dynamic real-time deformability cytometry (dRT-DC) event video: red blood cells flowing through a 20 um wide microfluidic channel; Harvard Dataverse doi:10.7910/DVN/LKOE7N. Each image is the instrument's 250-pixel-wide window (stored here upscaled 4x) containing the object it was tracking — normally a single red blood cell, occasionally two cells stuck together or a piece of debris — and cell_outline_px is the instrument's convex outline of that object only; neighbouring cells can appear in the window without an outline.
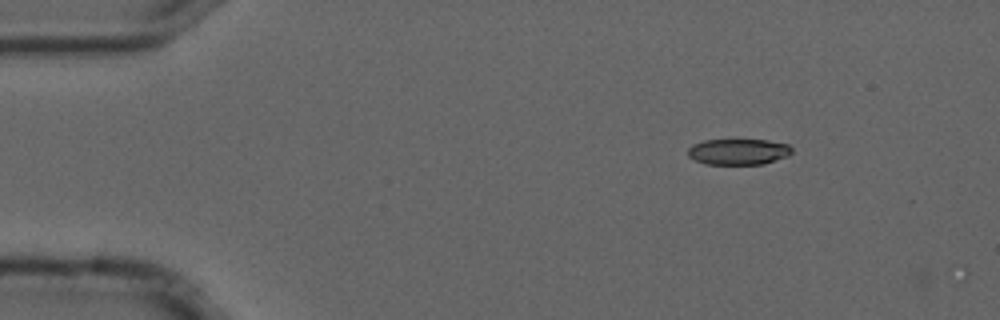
{"species": "common noctule bat (a hibernating species)", "species_latin": "Nyctalus noctula", "temperature_condition": "cold", "stored_images_in_passage": 7, "camera_frame_rate_fps": 3000, "um_per_image_px": 0.085, "animal": {"sex": "male", "forearm_length_mm": 52.5}, "frame": {"image": 1, "passage_image": 6, "time_ms": 1.667, "image_size_px": [1000, 320], "cell_outline_px": [[792, 152], [788, 156], [764, 164], [704, 164], [688, 156], [688, 148], [692, 144], [704, 140], [768, 140], [788, 144], [792, 148]], "centroid_in_image_um": [62.77, 12.89], "position_along_channel_um": 22.2, "area_um2": 15.78}}